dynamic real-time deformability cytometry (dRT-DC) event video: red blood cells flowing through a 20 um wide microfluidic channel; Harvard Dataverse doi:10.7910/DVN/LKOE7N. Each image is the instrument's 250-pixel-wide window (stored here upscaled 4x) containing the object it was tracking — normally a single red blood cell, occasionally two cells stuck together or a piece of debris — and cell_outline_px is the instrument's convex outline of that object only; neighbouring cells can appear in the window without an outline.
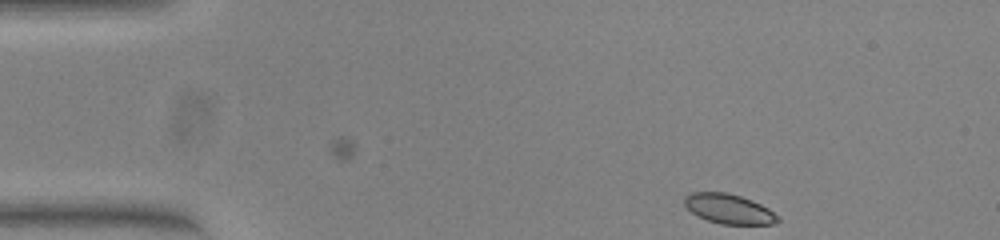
{"species": "common noctule bat (a hibernating species)", "species_latin": "Nyctalus noctula", "temperature_condition": "warm", "stored_images_in_passage": 48, "segment_of_instrument_passage": [1, 2], "camera_frame_rate_fps": 3000, "um_per_image_px": 0.085, "animal": {"sex": "female", "body_mass_g": 23.0, "forearm_length_mm": 53.4}, "frame": {"image": 1, "passage_image": 1, "time_ms": 0.0, "image_size_px": [1000, 240], "cell_outline_px": [[780, 220], [772, 224], [720, 224], [708, 220], [692, 212], [684, 204], [684, 196], [692, 192], [724, 192], [740, 196], [752, 200], [768, 208], [780, 216]], "centroid_in_image_um": [61.97, 17.75], "position_along_channel_um": 23.0, "area_um2": 16.07}}
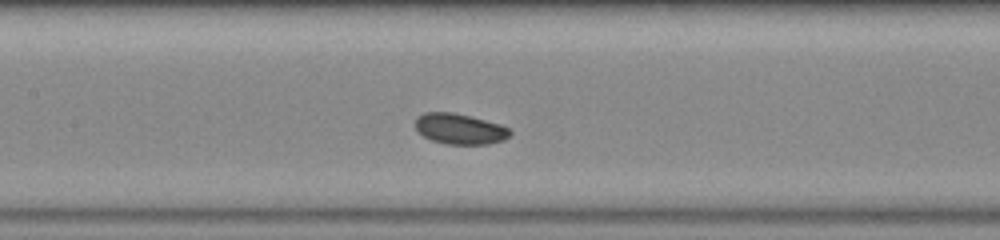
{"frame": {"image": 2, "passage_image": 19, "time_ms": 6.0, "image_size_px": [1000, 240], "cell_outline_px": [[512, 132], [504, 140], [488, 144], [448, 144], [432, 140], [424, 136], [416, 128], [416, 116], [424, 112], [452, 112], [500, 124], [508, 128]], "centroid_in_image_um": [39.07, 10.95], "position_along_channel_um": 168.3, "area_um2": 16.7}}
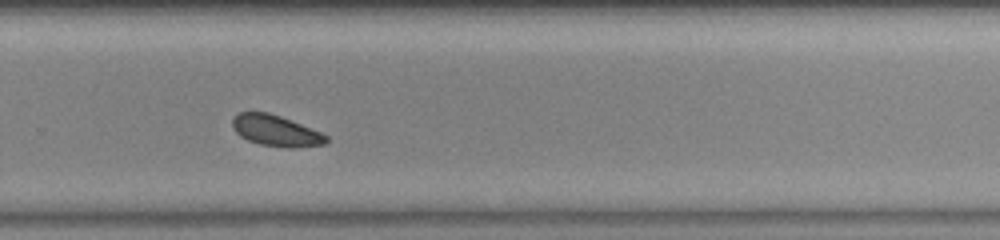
{"frame": {"image": 3, "passage_image": 30, "time_ms": 9.667, "image_size_px": [1000, 240], "cell_outline_px": [[328, 140], [324, 144], [300, 148], [288, 148], [260, 144], [248, 140], [240, 136], [232, 128], [232, 116], [240, 112], [268, 112], [280, 116], [320, 132], [328, 136]], "centroid_in_image_um": [23.42, 11.11], "position_along_channel_um": 306.4, "area_um2": 16.99}}